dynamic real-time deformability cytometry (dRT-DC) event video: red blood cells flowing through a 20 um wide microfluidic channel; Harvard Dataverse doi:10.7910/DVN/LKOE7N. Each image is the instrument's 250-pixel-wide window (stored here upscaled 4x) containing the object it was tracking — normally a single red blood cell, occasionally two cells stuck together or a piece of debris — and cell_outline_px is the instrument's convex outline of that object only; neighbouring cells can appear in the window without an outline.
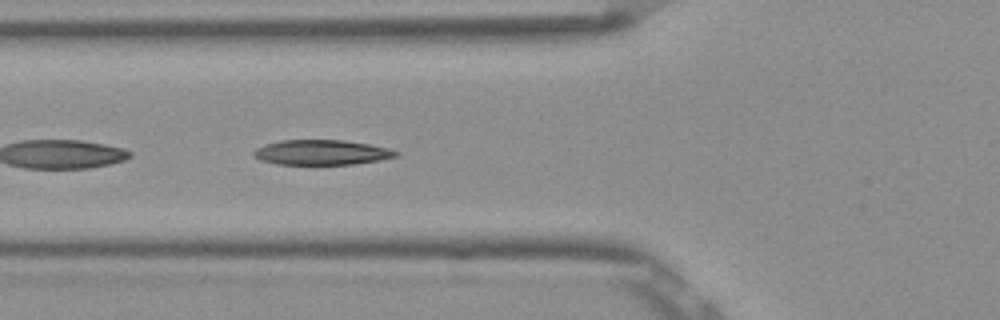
{"species": "Egyptian fruit bat (a non-hibernating species)", "species_latin": "Rousettus aegyptiacus", "temperature_condition": "room temperature", "stored_images_in_passage": 32, "camera_frame_rate_fps": 3000, "um_per_image_px": 0.085, "frame": {"image": 1, "passage_image": 4, "time_ms": 1.0, "image_size_px": [1000, 320], "cell_outline_px": [[400, 156], [380, 160], [352, 164], [276, 164], [260, 160], [252, 156], [252, 152], [256, 148], [264, 144], [280, 140], [344, 140], [368, 144], [388, 148], [400, 152]], "centroid_in_image_um": [27.32, 12.95], "position_along_channel_um": 98.5, "area_um2": 20.87}}
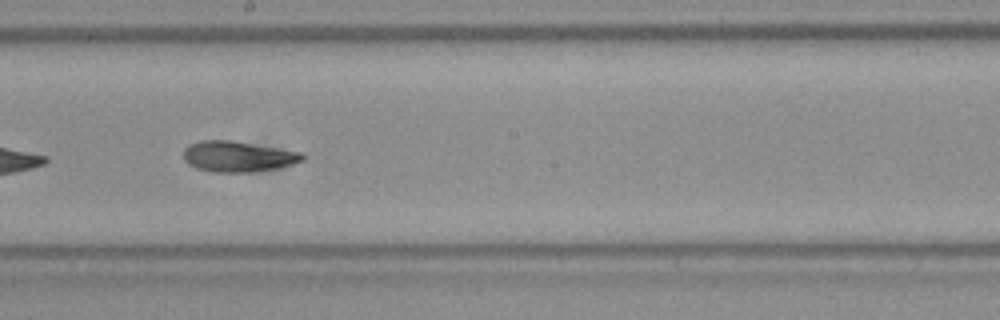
{"frame": {"image": 2, "passage_image": 14, "time_ms": 4.333, "image_size_px": [1000, 320], "cell_outline_px": [[308, 156], [304, 160], [280, 168], [252, 172], [212, 172], [196, 168], [188, 164], [184, 160], [184, 148], [188, 144], [200, 140], [232, 140], [304, 152]], "centroid_in_image_um": [20.26, 13.3], "position_along_channel_um": 227.9, "area_um2": 21.73}}
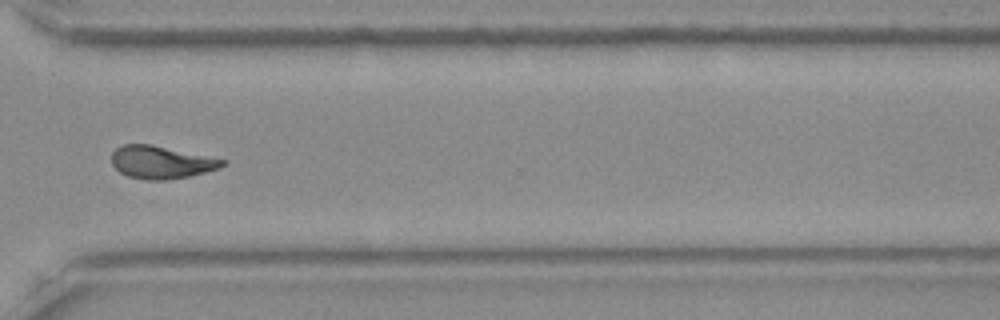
{"frame": {"image": 3, "passage_image": 24, "time_ms": 7.667, "image_size_px": [1000, 320], "cell_outline_px": [[228, 160], [220, 168], [188, 176], [164, 180], [148, 180], [128, 176], [120, 172], [112, 164], [112, 152], [116, 148], [124, 144], [152, 144]], "centroid_in_image_um": [13.7, 13.78], "position_along_channel_um": 356.9, "area_um2": 21.04}, "authors_computed_cell_mechanics": {"area_um2": 21.0681, "velocity_mm_per_s": 3.8637, "shape_relaxation_time_tau1_ms": 3.62, "shape_relaxation_time_tau2_ms": 2.1183, "deformation_change_tau1": 0.1623, "deformation_change_tau2": 0.0966}}